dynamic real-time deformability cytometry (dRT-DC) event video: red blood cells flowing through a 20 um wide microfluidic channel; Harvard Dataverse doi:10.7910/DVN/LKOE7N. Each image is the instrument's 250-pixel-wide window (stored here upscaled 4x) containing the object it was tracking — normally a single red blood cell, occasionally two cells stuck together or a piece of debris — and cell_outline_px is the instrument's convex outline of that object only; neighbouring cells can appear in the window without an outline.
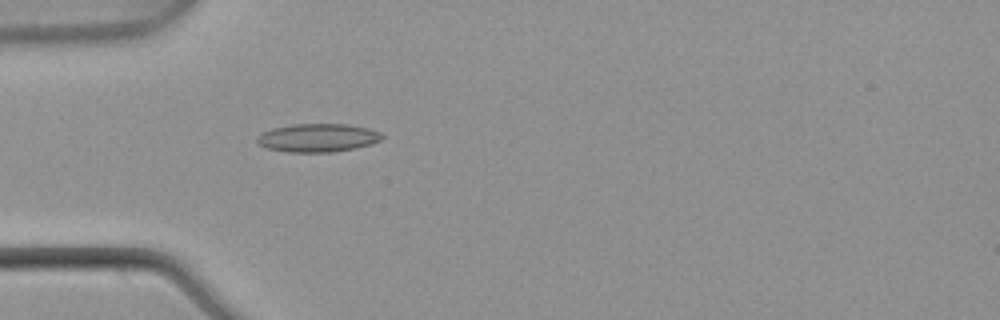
{"species": "common noctule bat (a hibernating species)", "species_latin": "Nyctalus noctula", "temperature_condition": "warm", "stored_images_in_passage": 2, "camera_frame_rate_fps": 3000, "um_per_image_px": 0.085, "animal": {"sex": "male", "body_mass_g": 21.5, "forearm_length_mm": 52.0}, "frame": {"image": 1, "passage_image": 2, "time_ms": 0.333, "image_size_px": [1000, 320], "cell_outline_px": [[384, 136], [380, 140], [356, 148], [332, 152], [288, 152], [268, 148], [260, 144], [256, 140], [256, 136], [272, 128], [292, 124], [348, 124], [368, 128], [380, 132]], "centroid_in_image_um": [27.01, 11.7], "position_along_channel_um": 58.0, "area_um2": 20.52}}